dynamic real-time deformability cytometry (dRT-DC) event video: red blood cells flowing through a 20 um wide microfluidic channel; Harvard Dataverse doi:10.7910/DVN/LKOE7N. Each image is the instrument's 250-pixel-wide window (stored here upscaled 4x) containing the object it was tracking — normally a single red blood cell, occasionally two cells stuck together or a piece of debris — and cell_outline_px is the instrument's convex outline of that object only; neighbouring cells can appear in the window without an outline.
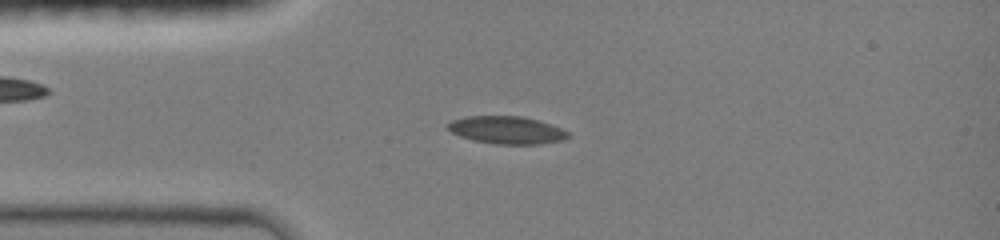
{"species": "common noctule bat (a hibernating species)", "species_latin": "Nyctalus noctula", "temperature_condition": "room temperature", "stored_images_in_passage": 5, "camera_frame_rate_fps": 3000, "um_per_image_px": 0.085, "animal": {"sex": "female", "body_mass_g": 19.0, "forearm_length_mm": 51.5}, "frame": {"image": 1, "passage_image": 4, "time_ms": 2.333, "image_size_px": [1000, 240], "cell_outline_px": [[568, 136], [560, 140], [536, 144], [496, 144], [472, 140], [460, 136], [452, 132], [448, 128], [448, 124], [452, 120], [468, 116], [524, 116], [560, 128], [568, 132]], "centroid_in_image_um": [43.02, 11.05], "position_along_channel_um": 42.0, "area_um2": 18.96}}